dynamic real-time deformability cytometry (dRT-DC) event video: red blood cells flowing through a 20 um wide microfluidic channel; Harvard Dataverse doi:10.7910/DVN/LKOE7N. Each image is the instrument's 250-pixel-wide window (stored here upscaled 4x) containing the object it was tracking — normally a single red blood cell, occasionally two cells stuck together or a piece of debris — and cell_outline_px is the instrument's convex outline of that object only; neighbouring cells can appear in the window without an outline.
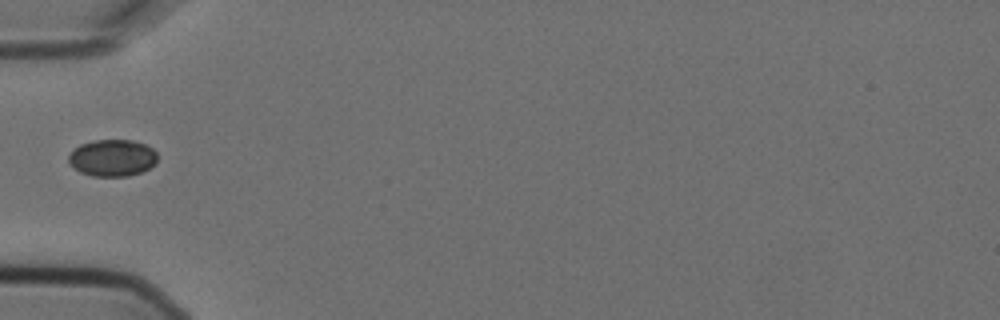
{"species": "Egyptian fruit bat (a non-hibernating species)", "species_latin": "Rousettus aegyptiacus", "temperature_condition": "cold", "stored_images_in_passage": 1, "camera_frame_rate_fps": 3000, "um_per_image_px": 0.085, "animal": {"sex": "female"}, "frame": {"image": 1, "passage_image": 1, "time_ms": 0.0, "image_size_px": [1000, 320], "cell_outline_px": [[156, 164], [140, 172], [128, 176], [92, 176], [80, 172], [68, 164], [68, 156], [80, 144], [96, 140], [132, 140], [144, 144], [152, 148], [156, 152]], "centroid_in_image_um": [9.54, 13.42], "position_along_channel_um": 75.5, "area_um2": 19.02}}